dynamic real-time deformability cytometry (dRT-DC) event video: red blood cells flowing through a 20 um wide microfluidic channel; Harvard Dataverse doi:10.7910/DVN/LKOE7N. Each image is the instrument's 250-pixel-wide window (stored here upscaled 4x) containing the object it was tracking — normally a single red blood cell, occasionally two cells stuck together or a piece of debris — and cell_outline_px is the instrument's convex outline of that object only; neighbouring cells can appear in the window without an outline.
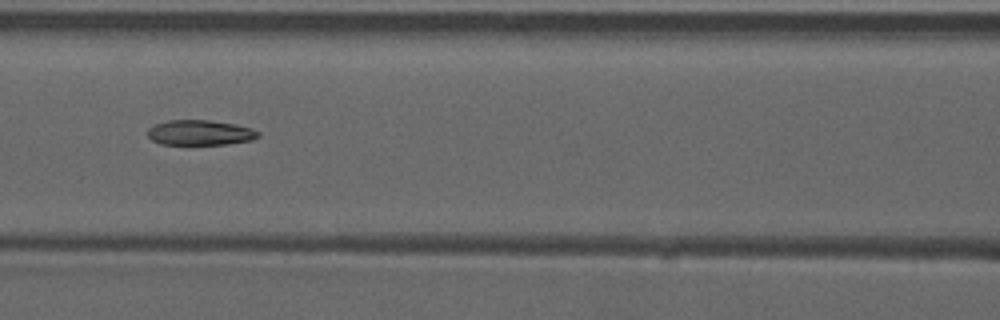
{"species": "common noctule bat (a hibernating species)", "species_latin": "Nyctalus noctula", "temperature_condition": "warm", "stored_images_in_passage": 51, "camera_frame_rate_fps": 3000, "um_per_image_px": 0.085, "animal": {"sex": "male", "forearm_length_mm": 52.5}, "frame": {"image": 1, "passage_image": 22, "time_ms": 7.0, "image_size_px": [1000, 320], "cell_outline_px": [[260, 136], [252, 140], [228, 144], [160, 144], [152, 140], [148, 136], [148, 128], [156, 124], [168, 120], [208, 120], [236, 124], [252, 128], [260, 132]], "centroid_in_image_um": [17.03, 11.27], "position_along_channel_um": 149.6, "area_um2": 16.24}, "authors_computed_cell_mechanics": {"area_um2": 17.1666, "velocity_mm_per_s": 3.9329, "shape_relaxation_time_tau1_ms": null, "shape_relaxation_time_tau2_ms": 2.0724, "deformation_change_tau1": null, "deformation_change_tau2": 0.0829}}